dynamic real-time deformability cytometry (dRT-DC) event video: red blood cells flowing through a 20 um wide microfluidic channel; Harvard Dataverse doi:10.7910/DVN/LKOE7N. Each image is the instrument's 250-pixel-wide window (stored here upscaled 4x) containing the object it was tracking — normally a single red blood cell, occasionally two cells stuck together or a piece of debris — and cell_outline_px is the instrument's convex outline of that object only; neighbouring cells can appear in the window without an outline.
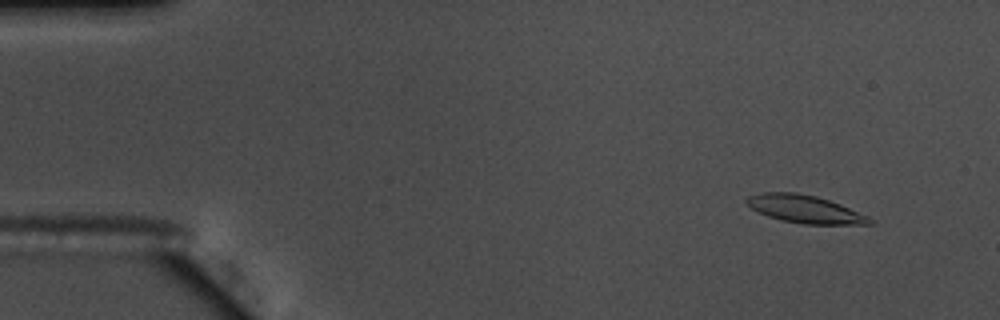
{"species": "common noctule bat (a hibernating species)", "species_latin": "Nyctalus noctula", "temperature_condition": "warm", "stored_images_in_passage": 52, "camera_frame_rate_fps": 3000, "um_per_image_px": 0.085, "animal": {"sex": "male", "body_mass_g": 17.5, "forearm_length_mm": 52.3}, "frame": {"image": 1, "passage_image": 1, "time_ms": 0.0, "image_size_px": [1000, 320], "cell_outline_px": [[872, 224], [804, 224], [780, 220], [768, 216], [752, 208], [744, 200], [748, 196], [764, 192], [796, 192], [816, 196], [840, 204], [868, 216], [872, 220]], "centroid_in_image_um": [68.4, 17.77], "position_along_channel_um": 16.6, "area_um2": 19.71}}
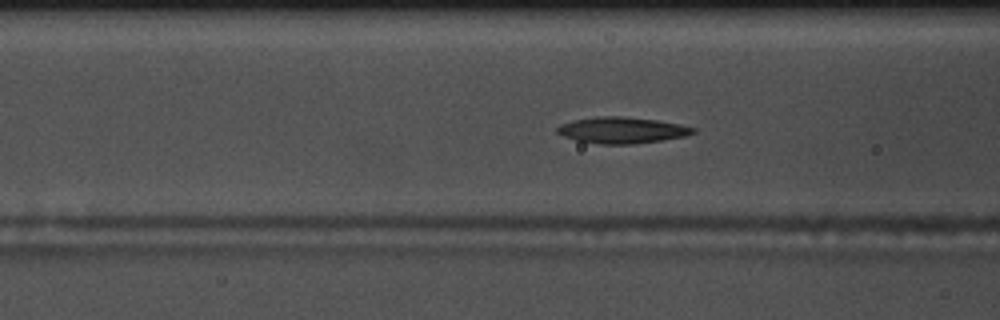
{"frame": {"image": 2, "passage_image": 18, "time_ms": 5.667, "image_size_px": [1000, 320], "cell_outline_px": [[696, 132], [684, 136], [660, 140], [632, 144], [600, 144], [576, 140], [564, 136], [556, 132], [556, 128], [560, 124], [576, 120], [596, 116], [620, 116], [656, 120], [680, 124], [696, 128]], "centroid_in_image_um": [52.85, 11.06], "position_along_channel_um": 113.7, "area_um2": 20.58}}
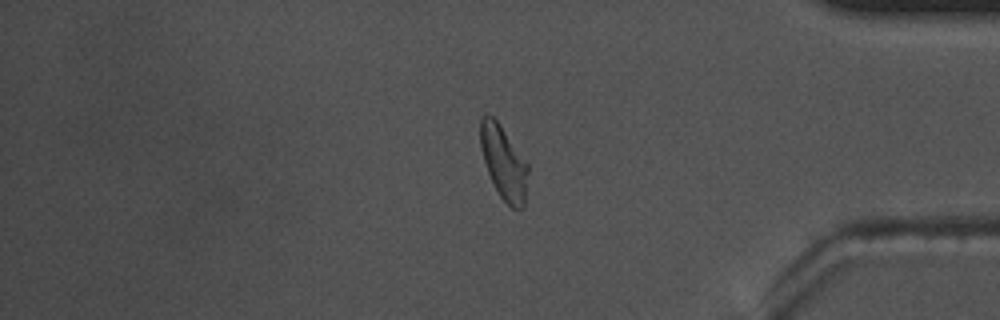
{"frame": {"image": 3, "passage_image": 43, "time_ms": 14.0, "image_size_px": [1000, 320], "cell_outline_px": [[528, 172], [524, 208], [512, 208], [500, 196], [488, 172], [480, 148], [480, 116], [484, 112], [488, 112], [500, 124], [528, 164]], "centroid_in_image_um": [42.8, 13.77], "position_along_channel_um": 392.4, "area_um2": 20.35}, "authors_computed_cell_mechanics": {"area_um2": 20.519, "velocity_mm_per_s": 3.6432, "shape_relaxation_time_tau1_ms": 3.4936, "shape_relaxation_time_tau2_ms": 3.3894, "deformation_change_tau1": 0.1512, "deformation_change_tau2": 0.0842}}